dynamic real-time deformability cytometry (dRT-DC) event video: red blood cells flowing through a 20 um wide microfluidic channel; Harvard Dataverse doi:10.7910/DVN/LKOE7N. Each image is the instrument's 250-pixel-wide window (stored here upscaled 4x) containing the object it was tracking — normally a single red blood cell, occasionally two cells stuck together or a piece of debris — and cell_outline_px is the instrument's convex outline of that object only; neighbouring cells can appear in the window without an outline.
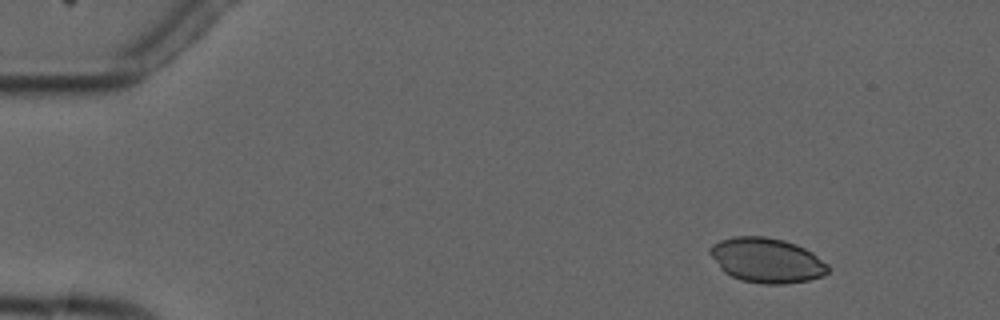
{"species": "common noctule bat (a hibernating species)", "species_latin": "Nyctalus noctula", "temperature_condition": "cold", "stored_images_in_passage": 5, "camera_frame_rate_fps": 3000, "um_per_image_px": 0.085, "animal": {"sex": "male", "forearm_length_mm": 52.5}, "frame": {"image": 1, "passage_image": 1, "time_ms": 0.0, "image_size_px": [1000, 320], "cell_outline_px": [[828, 272], [824, 276], [808, 280], [784, 284], [764, 284], [740, 280], [724, 272], [720, 268], [708, 252], [712, 244], [720, 240], [736, 236], [764, 236], [784, 240], [796, 244], [812, 252], [828, 264]], "centroid_in_image_um": [65.17, 22.12], "position_along_channel_um": 19.8, "area_um2": 30.87}}